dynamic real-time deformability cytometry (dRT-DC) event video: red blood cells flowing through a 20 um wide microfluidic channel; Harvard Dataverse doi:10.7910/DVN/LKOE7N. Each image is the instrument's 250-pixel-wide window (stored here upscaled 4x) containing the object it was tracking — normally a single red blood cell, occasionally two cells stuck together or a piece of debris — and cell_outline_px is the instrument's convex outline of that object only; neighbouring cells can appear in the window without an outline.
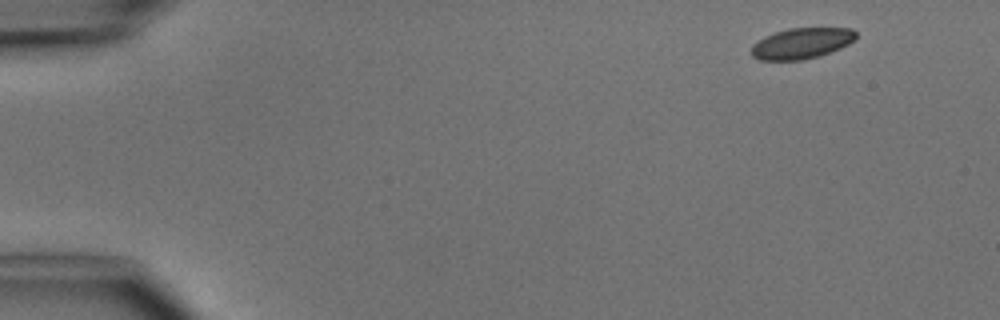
{"species": "common noctule bat (a hibernating species)", "species_latin": "Nyctalus noctula", "temperature_condition": "cold", "stored_images_in_passage": 3, "camera_frame_rate_fps": 3000, "um_per_image_px": 0.085, "animal": {"sex": "male", "body_mass_g": 15.6}, "frame": {"image": 1, "passage_image": 1, "time_ms": 0.0, "image_size_px": [1000, 320], "cell_outline_px": [[856, 40], [840, 48], [820, 56], [804, 60], [760, 60], [752, 56], [752, 44], [764, 36], [788, 28], [852, 28], [856, 32]], "centroid_in_image_um": [68.14, 3.68], "position_along_channel_um": 16.9, "area_um2": 18.9}}